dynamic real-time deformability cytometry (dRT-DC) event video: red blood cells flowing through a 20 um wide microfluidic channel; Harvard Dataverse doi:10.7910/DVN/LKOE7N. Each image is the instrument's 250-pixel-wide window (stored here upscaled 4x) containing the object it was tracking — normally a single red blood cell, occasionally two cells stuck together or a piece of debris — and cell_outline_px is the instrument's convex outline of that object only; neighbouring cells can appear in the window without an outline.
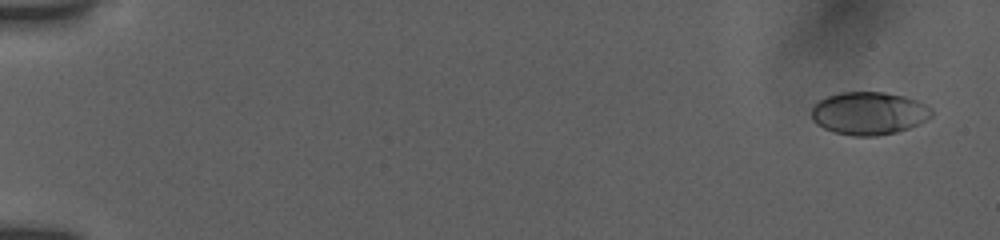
{"species": "human", "species_latin": "Homo sapiens", "temperature_condition": "room temperature", "stored_images_in_passage": 27, "camera_frame_rate_fps": 3000, "um_per_image_px": 0.085, "donor": {"sex": "female"}, "frame": {"image": 1, "passage_image": 4, "time_ms": 0.667, "image_size_px": [1000, 240], "cell_outline_px": [[932, 116], [928, 120], [920, 124], [896, 132], [876, 136], [852, 136], [836, 132], [824, 128], [816, 124], [812, 120], [812, 108], [820, 100], [828, 96], [840, 92], [884, 92], [904, 96], [928, 104], [932, 108]], "centroid_in_image_um": [73.9, 9.63], "position_along_channel_um": 11.1, "area_um2": 30.11}}
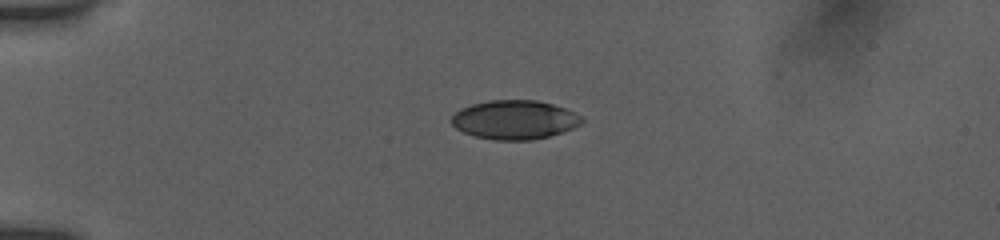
{"frame": {"image": 2, "passage_image": 20, "time_ms": 4.667, "image_size_px": [1000, 240], "cell_outline_px": [[584, 120], [580, 124], [572, 128], [548, 136], [532, 140], [492, 140], [476, 136], [464, 132], [456, 128], [452, 124], [452, 116], [460, 108], [472, 104], [488, 100], [536, 100], [552, 104], [564, 108], [584, 116]], "centroid_in_image_um": [43.74, 10.17], "position_along_channel_um": 41.3, "area_um2": 29.54}}